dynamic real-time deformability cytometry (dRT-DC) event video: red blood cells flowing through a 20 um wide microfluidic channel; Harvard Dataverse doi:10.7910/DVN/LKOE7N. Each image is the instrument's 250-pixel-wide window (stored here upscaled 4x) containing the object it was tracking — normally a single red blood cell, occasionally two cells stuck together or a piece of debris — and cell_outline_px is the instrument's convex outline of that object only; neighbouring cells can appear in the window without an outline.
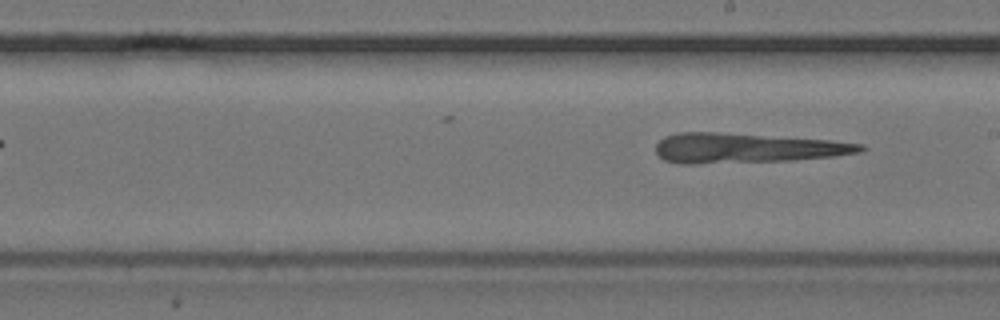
{"species": "common noctule bat (a hibernating species)", "species_latin": "Nyctalus noctula", "temperature_condition": "cold", "stored_images_in_passage": 8, "segment_of_instrument_passage": [2, 2], "camera_frame_rate_fps": 3000, "um_per_image_px": 0.085, "animal": {"sex": "female", "body_mass_g": 24.6, "forearm_length_mm": 56.2}, "frame": {"image": 1, "passage_image": 8, "time_ms": 2.333, "image_size_px": [1000, 320], "cell_outline_px": [[868, 148], [860, 152], [836, 156], [796, 160], [696, 164], [680, 164], [664, 160], [656, 152], [656, 144], [664, 136], [680, 132], [716, 132], [832, 140], [864, 144]], "centroid_in_image_um": [63.48, 12.59], "position_along_channel_um": 225.5, "area_um2": 35.84}}